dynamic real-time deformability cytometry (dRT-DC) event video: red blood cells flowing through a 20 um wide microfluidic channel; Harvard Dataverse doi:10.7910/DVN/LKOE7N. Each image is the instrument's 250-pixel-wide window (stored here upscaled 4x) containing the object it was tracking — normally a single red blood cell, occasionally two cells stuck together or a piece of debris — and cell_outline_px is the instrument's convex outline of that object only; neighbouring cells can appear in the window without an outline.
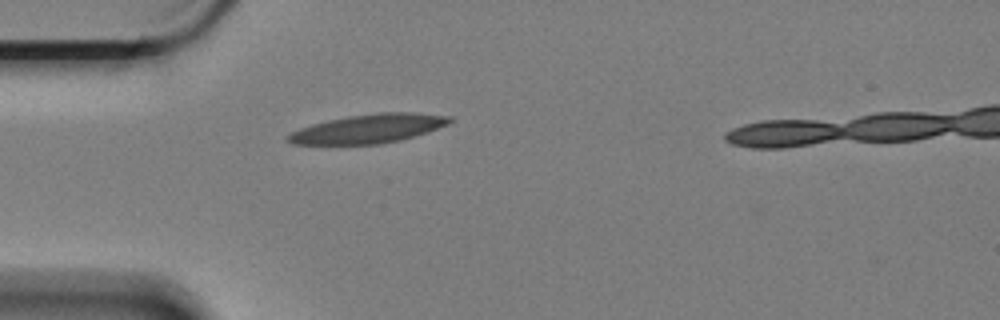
{"species": "Egyptian fruit bat (a non-hibernating species)", "species_latin": "Rousettus aegyptiacus", "temperature_condition": "cold", "stored_images_in_passage": 1, "camera_frame_rate_fps": 3000, "um_per_image_px": 0.085, "animal": {"sex": "female"}, "frame": {"image": 1, "passage_image": 1, "time_ms": 0.0, "image_size_px": [1000, 320], "cell_outline_px": [[456, 120], [448, 124], [412, 136], [396, 140], [376, 144], [292, 144], [284, 140], [292, 132], [300, 128], [312, 124], [328, 120], [348, 116], [376, 112], [416, 112], [452, 116]], "centroid_in_image_um": [31.32, 10.91], "position_along_channel_um": 53.7, "area_um2": 26.99}}